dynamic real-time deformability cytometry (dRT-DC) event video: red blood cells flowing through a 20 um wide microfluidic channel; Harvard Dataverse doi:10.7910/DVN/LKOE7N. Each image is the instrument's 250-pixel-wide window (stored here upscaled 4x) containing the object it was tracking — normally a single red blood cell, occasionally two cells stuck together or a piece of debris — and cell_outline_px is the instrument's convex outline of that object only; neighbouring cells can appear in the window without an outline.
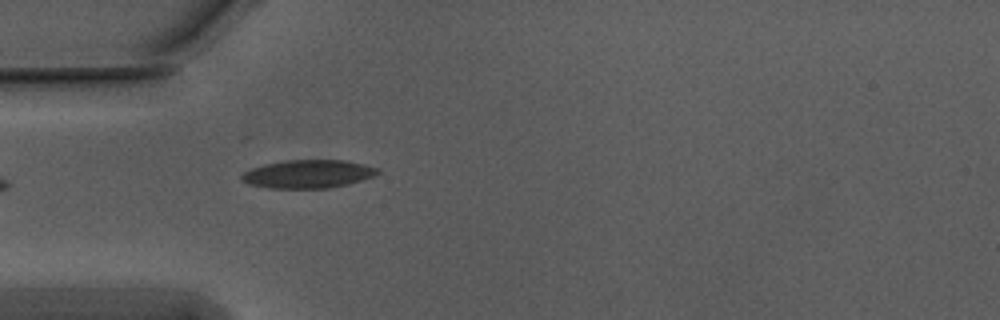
{"species": "Egyptian fruit bat (a non-hibernating species)", "species_latin": "Rousettus aegyptiacus", "temperature_condition": "warm", "stored_images_in_passage": 18, "camera_frame_rate_fps": 3000, "um_per_image_px": 0.085, "animal": {"sex": "male"}, "frame": {"image": 1, "passage_image": 1, "time_ms": 0.0, "image_size_px": [1000, 320], "cell_outline_px": [[380, 172], [372, 176], [348, 184], [328, 188], [268, 188], [248, 184], [240, 180], [240, 176], [244, 172], [252, 168], [264, 164], [284, 160], [344, 160], [364, 164], [380, 168]], "centroid_in_image_um": [26.16, 14.78], "position_along_channel_um": 58.8, "area_um2": 22.43}}
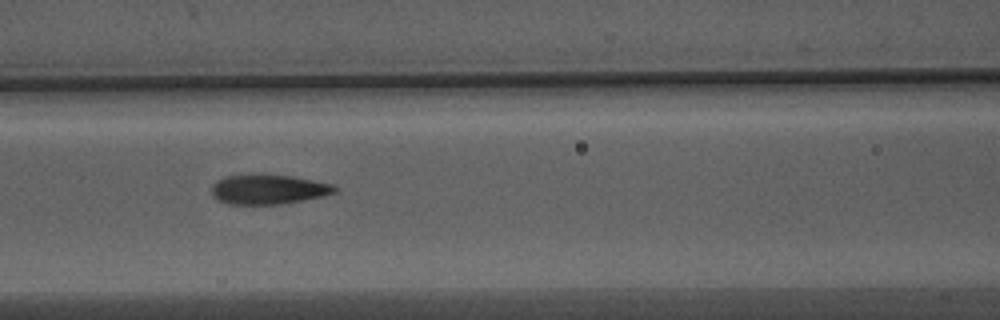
{"frame": {"image": 2, "passage_image": 8, "time_ms": 2.333, "image_size_px": [1000, 320], "cell_outline_px": [[336, 192], [320, 196], [280, 204], [228, 204], [216, 200], [212, 196], [212, 184], [216, 180], [224, 176], [256, 172], [260, 172], [296, 176], [332, 184], [336, 188]], "centroid_in_image_um": [22.73, 16.05], "position_along_channel_um": 143.9, "area_um2": 21.91}}
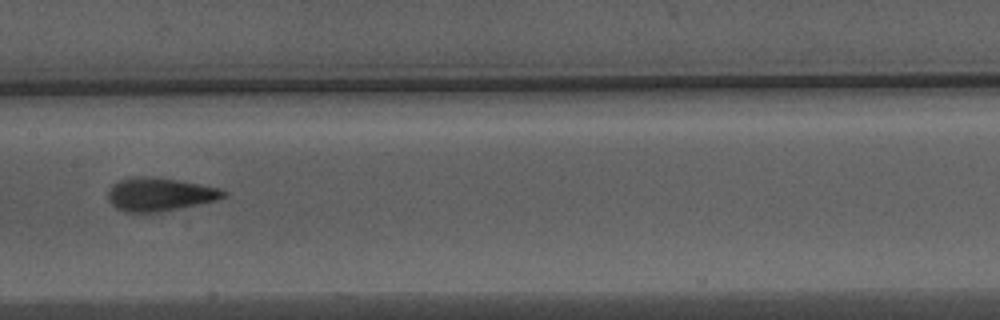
{"frame": {"image": 3, "passage_image": 12, "time_ms": 3.667, "image_size_px": [1000, 320], "cell_outline_px": [[228, 196], [216, 200], [180, 208], [156, 212], [128, 212], [116, 208], [108, 200], [108, 192], [112, 184], [120, 180], [132, 176], [144, 176], [180, 180], [216, 188], [228, 192]], "centroid_in_image_um": [13.55, 16.51], "position_along_channel_um": 193.8, "area_um2": 22.25}}